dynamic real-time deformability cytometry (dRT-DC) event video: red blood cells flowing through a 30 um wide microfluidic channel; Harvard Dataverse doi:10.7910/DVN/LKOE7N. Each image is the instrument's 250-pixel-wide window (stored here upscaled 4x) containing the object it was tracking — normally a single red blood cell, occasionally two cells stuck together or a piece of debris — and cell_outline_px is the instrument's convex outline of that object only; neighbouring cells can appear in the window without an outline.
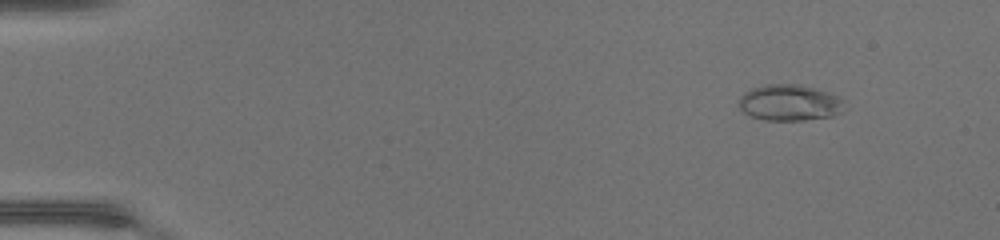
{"species": "common noctule bat (a hibernating species)", "species_latin": "Nyctalus noctula", "temperature_condition": "warm", "stored_images_in_passage": 48, "camera_frame_rate_fps": 3000, "um_per_image_px": 0.085, "animal": {"sex": "female", "body_mass_g": 17.0, "forearm_length_mm": 48.0}, "frame": {"image": 1, "passage_image": 6, "time_ms": 1.667, "image_size_px": [1000, 240], "cell_outline_px": [[844, 100], [840, 112], [832, 116], [804, 120], [764, 120], [748, 116], [740, 108], [740, 96], [744, 92], [752, 88], [768, 84], [800, 84], [836, 96]], "centroid_in_image_um": [67.06, 8.74], "position_along_channel_um": 17.9, "area_um2": 21.96}}
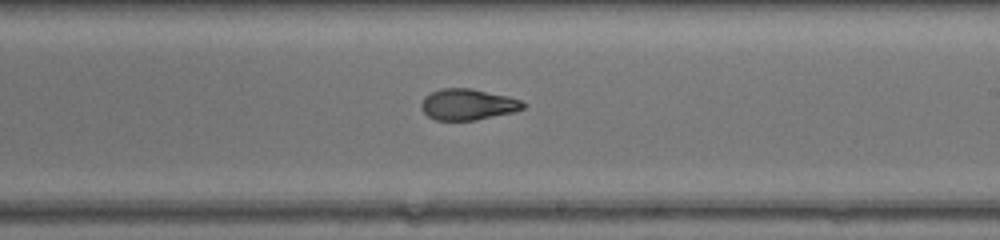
{"frame": {"image": 2, "passage_image": 30, "time_ms": 9.667, "image_size_px": [1000, 240], "cell_outline_px": [[524, 108], [512, 112], [476, 120], [436, 120], [428, 116], [420, 108], [420, 104], [424, 96], [440, 88], [472, 88], [508, 96], [520, 100], [524, 104]], "centroid_in_image_um": [39.72, 8.87], "position_along_channel_um": 249.3, "area_um2": 18.44}}
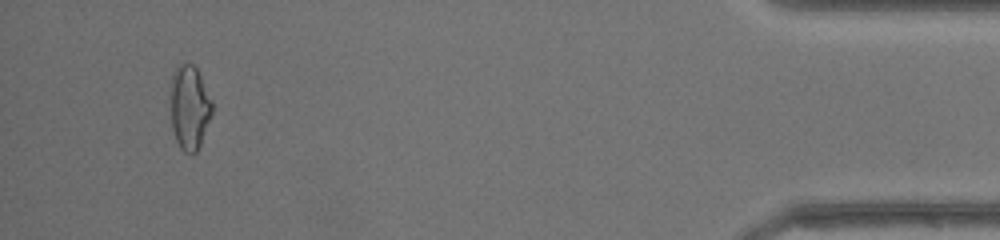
{"frame": {"image": 3, "passage_image": 46, "time_ms": 15.0, "image_size_px": [1000, 240], "cell_outline_px": [[212, 112], [200, 144], [196, 152], [184, 152], [180, 148], [176, 140], [172, 128], [172, 76], [176, 68], [180, 64], [192, 64], [196, 68], [212, 100]], "centroid_in_image_um": [16.12, 9.14], "position_along_channel_um": 419.1, "area_um2": 19.77}, "authors_computed_cell_mechanics": {"area_um2": 19.4208, "velocity_mm_per_s": 4.47, "shape_relaxation_time_tau1_ms": 10.0811, "shape_relaxation_time_tau2_ms": 1.1968, "deformation_change_tau1": 0.3118, "deformation_change_tau2": 0.066}}